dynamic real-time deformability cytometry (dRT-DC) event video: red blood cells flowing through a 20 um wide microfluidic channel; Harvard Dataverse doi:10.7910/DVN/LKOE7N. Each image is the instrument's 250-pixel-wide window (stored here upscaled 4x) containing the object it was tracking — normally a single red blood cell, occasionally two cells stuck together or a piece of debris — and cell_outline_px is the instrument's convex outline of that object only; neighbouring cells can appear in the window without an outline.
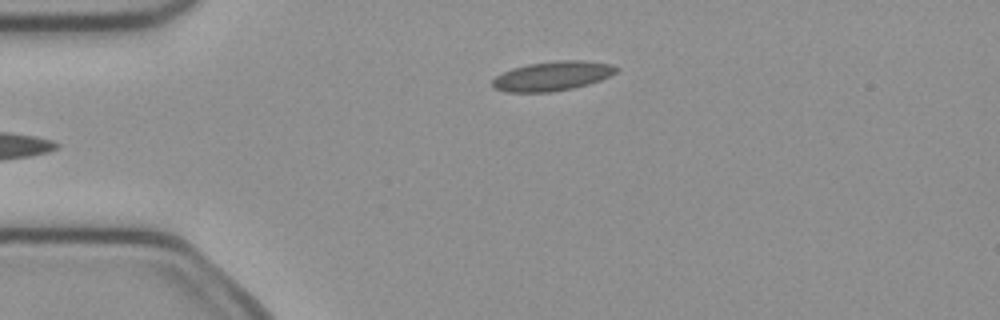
{"species": "common noctule bat (a hibernating species)", "species_latin": "Nyctalus noctula", "temperature_condition": "cold", "stored_images_in_passage": 5, "camera_frame_rate_fps": 3000, "um_per_image_px": 0.085, "animal": {"sex": "female", "body_mass_g": 21.9}, "frame": {"image": 1, "passage_image": 5, "time_ms": 1.333, "image_size_px": [1000, 320], "cell_outline_px": [[620, 68], [616, 72], [600, 80], [588, 84], [572, 88], [552, 92], [508, 92], [492, 88], [492, 80], [496, 76], [512, 68], [528, 64], [560, 60], [584, 60], [612, 64]], "centroid_in_image_um": [46.95, 6.46], "position_along_channel_um": 38.0, "area_um2": 21.21}}